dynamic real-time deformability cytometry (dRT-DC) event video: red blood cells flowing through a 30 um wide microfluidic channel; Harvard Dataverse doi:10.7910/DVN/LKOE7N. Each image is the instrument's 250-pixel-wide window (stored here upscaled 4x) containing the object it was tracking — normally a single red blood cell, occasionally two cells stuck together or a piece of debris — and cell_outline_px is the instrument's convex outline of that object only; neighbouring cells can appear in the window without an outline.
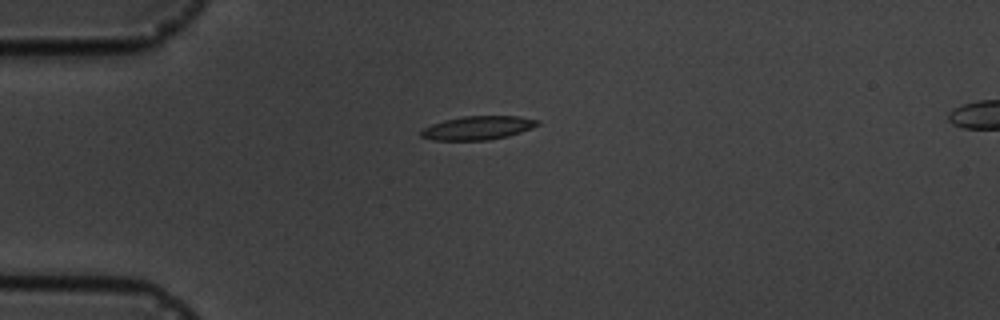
{"species": "common noctule bat (a hibernating species)", "species_latin": "Nyctalus noctula", "temperature_condition": "cold", "stored_images_in_passage": 2, "camera_frame_rate_fps": 3000, "um_per_image_px": 0.085, "animal": {"sex": "male", "body_mass_g": 19.5, "forearm_length_mm": 54.6}, "frame": {"image": 1, "passage_image": 1, "time_ms": 0.0, "image_size_px": [1000, 320], "cell_outline_px": [[540, 124], [532, 128], [508, 136], [488, 140], [432, 140], [420, 136], [420, 132], [424, 128], [432, 124], [444, 120], [464, 116], [516, 116], [540, 120]], "centroid_in_image_um": [40.62, 10.87], "position_along_channel_um": 44.4, "area_um2": 16.01}}